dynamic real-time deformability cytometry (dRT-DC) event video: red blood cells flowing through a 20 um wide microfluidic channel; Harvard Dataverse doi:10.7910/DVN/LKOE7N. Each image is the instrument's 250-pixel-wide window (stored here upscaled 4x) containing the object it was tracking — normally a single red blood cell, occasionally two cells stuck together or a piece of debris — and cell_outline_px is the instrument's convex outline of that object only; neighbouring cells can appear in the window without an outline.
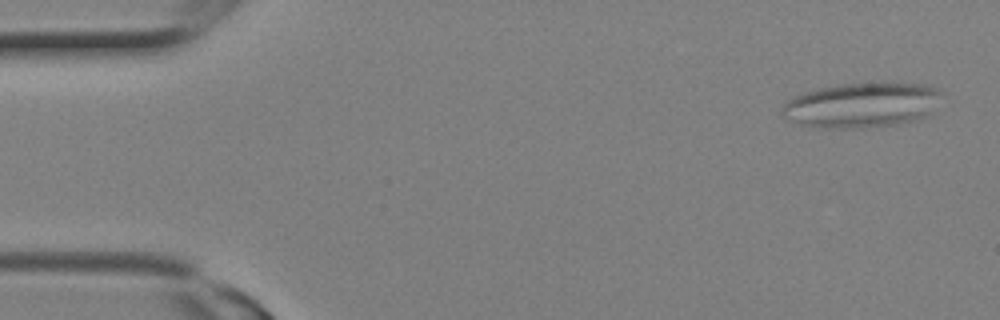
{"species": "Egyptian fruit bat (a non-hibernating species)", "species_latin": "Rousettus aegyptiacus", "temperature_condition": "room temperature", "stored_images_in_passage": 6, "camera_frame_rate_fps": 3000, "um_per_image_px": 0.085, "animal": {"sex": "female"}, "frame": {"image": 1, "passage_image": 1, "time_ms": 0.0, "image_size_px": [1000, 320], "cell_outline_px": [[944, 92], [932, 112], [928, 116], [896, 124], [864, 128], [824, 128], [804, 124], [784, 116], [780, 112], [784, 104], [788, 100], [796, 96], [820, 88], [840, 84], [928, 84]], "centroid_in_image_um": [73.32, 8.94], "position_along_channel_um": 11.7, "area_um2": 41.15}}